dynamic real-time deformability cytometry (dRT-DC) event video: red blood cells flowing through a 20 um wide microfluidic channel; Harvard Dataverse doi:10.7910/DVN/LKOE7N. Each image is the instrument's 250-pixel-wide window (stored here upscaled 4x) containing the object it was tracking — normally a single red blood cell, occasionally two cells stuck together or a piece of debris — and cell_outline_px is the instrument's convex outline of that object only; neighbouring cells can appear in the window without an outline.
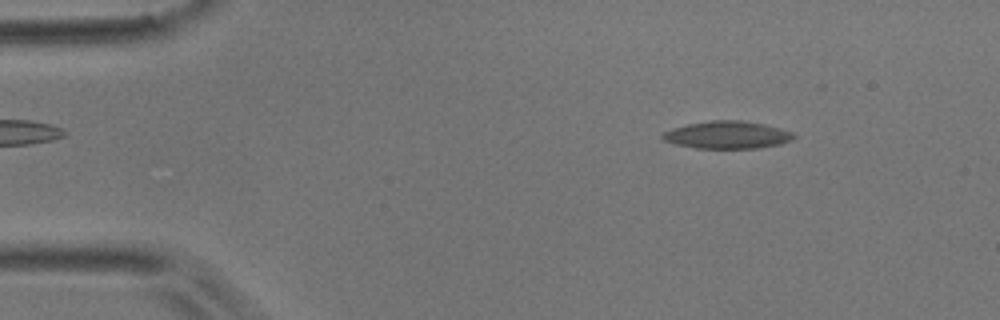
{"species": "common noctule bat (a hibernating species)", "species_latin": "Nyctalus noctula", "temperature_condition": "room temperature", "stored_images_in_passage": 54, "camera_frame_rate_fps": 3000, "um_per_image_px": 0.085, "animal": {"sex": "male", "body_mass_g": 17.9}, "frame": {"image": 1, "passage_image": 7, "time_ms": 2.0, "image_size_px": [1000, 320], "cell_outline_px": [[796, 136], [792, 140], [780, 144], [756, 148], [696, 148], [676, 144], [664, 140], [660, 136], [664, 132], [672, 128], [688, 124], [708, 120], [740, 120], [764, 124], [780, 128], [792, 132]], "centroid_in_image_um": [61.82, 11.46], "position_along_channel_um": 23.2, "area_um2": 20.98}}
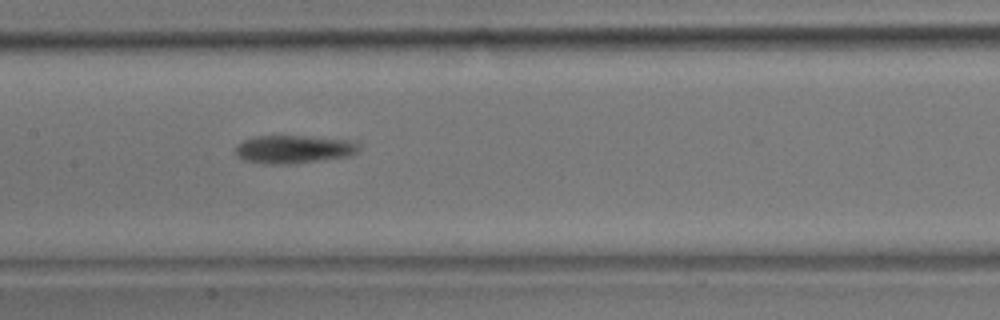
{"frame": {"image": 2, "passage_image": 26, "time_ms": 8.333, "image_size_px": [1000, 320], "cell_outline_px": [[360, 148], [356, 152], [348, 156], [296, 164], [264, 164], [244, 160], [236, 156], [236, 144], [244, 140], [256, 136], [308, 136], [356, 140], [360, 144]], "centroid_in_image_um": [24.99, 12.68], "position_along_channel_um": 182.4, "area_um2": 20.58}}
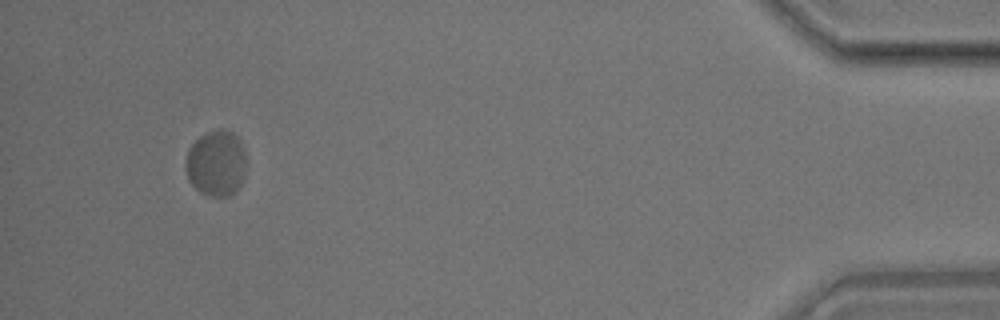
{"frame": {"image": 3, "passage_image": 51, "time_ms": 16.667, "image_size_px": [1000, 320], "cell_outline_px": [[244, 176], [236, 192], [228, 196], [212, 196], [200, 192], [188, 180], [184, 168], [184, 160], [188, 148], [200, 136], [216, 128], [224, 128], [232, 132], [240, 140], [244, 148]], "centroid_in_image_um": [18.34, 13.86], "position_along_channel_um": 416.9, "area_um2": 23.52}, "authors_computed_cell_mechanics": {"area_um2": 20.8369, "velocity_mm_per_s": 3.6604, "shape_relaxation_time_tau1_ms": 6.9416, "shape_relaxation_time_tau2_ms": null, "deformation_change_tau1": 0.1766, "deformation_change_tau2": null}}